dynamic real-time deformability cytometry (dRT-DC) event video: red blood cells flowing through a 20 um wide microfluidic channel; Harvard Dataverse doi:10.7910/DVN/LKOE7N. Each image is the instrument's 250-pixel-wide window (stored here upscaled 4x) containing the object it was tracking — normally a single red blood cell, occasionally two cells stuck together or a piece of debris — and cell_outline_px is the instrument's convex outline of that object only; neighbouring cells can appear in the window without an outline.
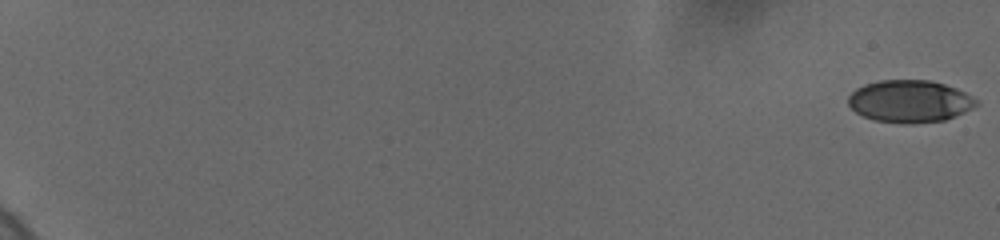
{"species": "human", "species_latin": "Homo sapiens", "temperature_condition": "cold", "stored_images_in_passage": 42, "camera_frame_rate_fps": 3000, "um_per_image_px": 0.085, "donor": {"sex": "female"}, "frame": {"image": 1, "passage_image": 1, "time_ms": 0.0, "image_size_px": [1000, 240], "cell_outline_px": [[980, 104], [964, 112], [944, 120], [876, 120], [864, 116], [856, 112], [848, 104], [848, 96], [856, 88], [864, 84], [880, 80], [928, 80], [944, 84], [956, 88], [972, 96]], "centroid_in_image_um": [77.32, 8.54], "position_along_channel_um": 7.7, "area_um2": 30.4}}
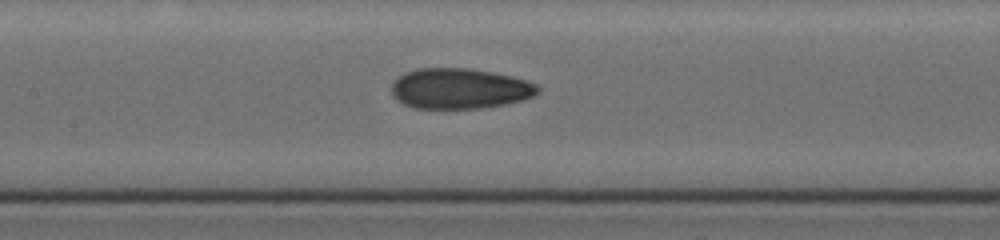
{"frame": {"image": 2, "passage_image": 23, "time_ms": 10.667, "image_size_px": [1000, 240], "cell_outline_px": [[540, 92], [536, 96], [524, 100], [504, 104], [480, 108], [412, 108], [396, 100], [392, 96], [392, 84], [396, 76], [404, 72], [416, 68], [468, 68], [492, 72], [512, 76], [536, 84], [540, 88]], "centroid_in_image_um": [39.05, 7.52], "position_along_channel_um": 168.3, "area_um2": 34.85}}
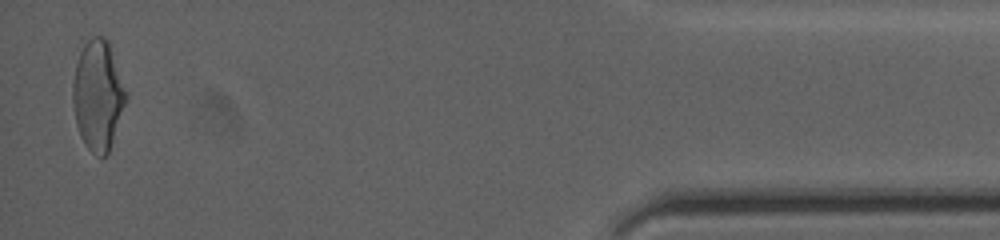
{"frame": {"image": 3, "passage_image": 42, "time_ms": 19.333, "image_size_px": [1000, 240], "cell_outline_px": [[128, 96], [108, 152], [104, 156], [100, 156], [92, 152], [84, 144], [80, 136], [76, 124], [72, 100], [72, 84], [76, 64], [80, 52], [84, 44], [92, 36], [104, 36], [108, 40]], "centroid_in_image_um": [8.31, 8.08], "position_along_channel_um": 426.9, "area_um2": 33.81}, "authors_computed_cell_mechanics": {"area_um2": 33.1772, "velocity_mm_per_s": 3.6822, "shape_relaxation_time_tau1_ms": null, "shape_relaxation_time_tau2_ms": 1.5596, "deformation_change_tau1": null, "deformation_change_tau2": 0.0652}}